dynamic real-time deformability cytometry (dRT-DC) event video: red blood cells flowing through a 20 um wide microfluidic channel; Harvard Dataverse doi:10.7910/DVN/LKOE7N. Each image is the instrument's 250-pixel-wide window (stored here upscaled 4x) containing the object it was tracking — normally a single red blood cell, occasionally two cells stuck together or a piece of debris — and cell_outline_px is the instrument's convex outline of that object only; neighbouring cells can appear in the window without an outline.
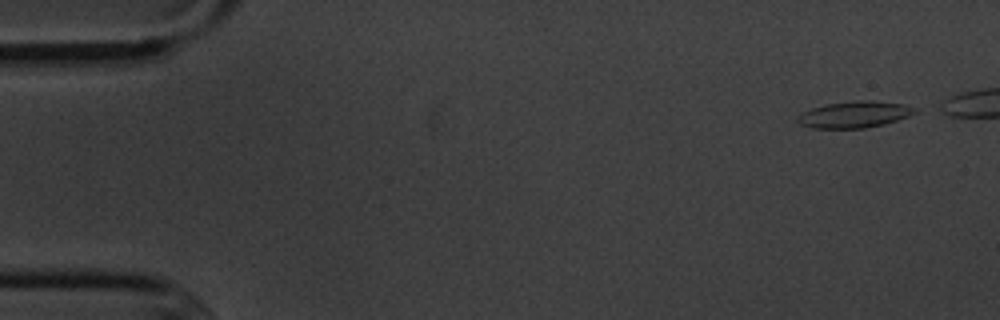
{"species": "common noctule bat (a hibernating species)", "species_latin": "Nyctalus noctula", "temperature_condition": "cold", "stored_images_in_passage": 9, "segment_of_instrument_passage": [1, 2], "camera_frame_rate_fps": 3000, "um_per_image_px": 0.085, "animal": {"sex": "male", "body_mass_g": 20.1, "forearm_length_mm": 53.5}, "frame": {"image": 1, "passage_image": 1, "time_ms": 0.0, "image_size_px": [1000, 320], "cell_outline_px": [[916, 112], [908, 116], [884, 124], [864, 128], [812, 128], [800, 124], [796, 120], [796, 116], [812, 108], [824, 104], [856, 100], [868, 100], [904, 104], [916, 108]], "centroid_in_image_um": [72.6, 9.73], "position_along_channel_um": 12.4, "area_um2": 18.03}}
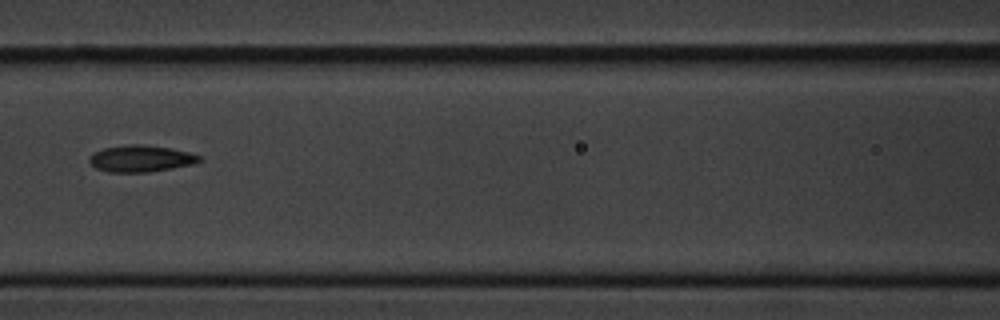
{"frame": {"image": 2, "passage_image": 7, "time_ms": 7.0, "image_size_px": [1000, 320], "cell_outline_px": [[204, 160], [192, 164], [172, 168], [148, 172], [108, 172], [96, 168], [88, 160], [88, 156], [92, 152], [104, 148], [128, 144], [144, 144], [172, 148], [188, 152], [200, 156]], "centroid_in_image_um": [11.95, 13.47], "position_along_channel_um": 154.6, "area_um2": 17.22}}
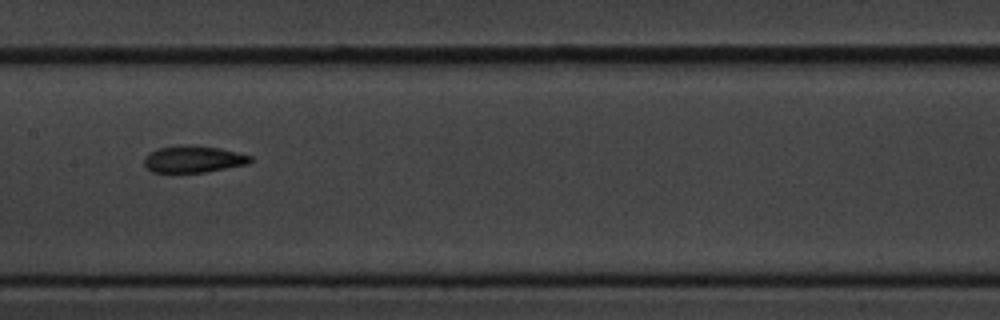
{"frame": {"image": 3, "passage_image": 8, "time_ms": 8.0, "image_size_px": [1000, 320], "cell_outline_px": [[252, 160], [248, 164], [204, 172], [152, 172], [144, 164], [144, 156], [148, 152], [160, 148], [176, 144], [184, 144], [220, 148], [252, 156]], "centroid_in_image_um": [16.41, 13.51], "position_along_channel_um": 191.0, "area_um2": 16.65}}